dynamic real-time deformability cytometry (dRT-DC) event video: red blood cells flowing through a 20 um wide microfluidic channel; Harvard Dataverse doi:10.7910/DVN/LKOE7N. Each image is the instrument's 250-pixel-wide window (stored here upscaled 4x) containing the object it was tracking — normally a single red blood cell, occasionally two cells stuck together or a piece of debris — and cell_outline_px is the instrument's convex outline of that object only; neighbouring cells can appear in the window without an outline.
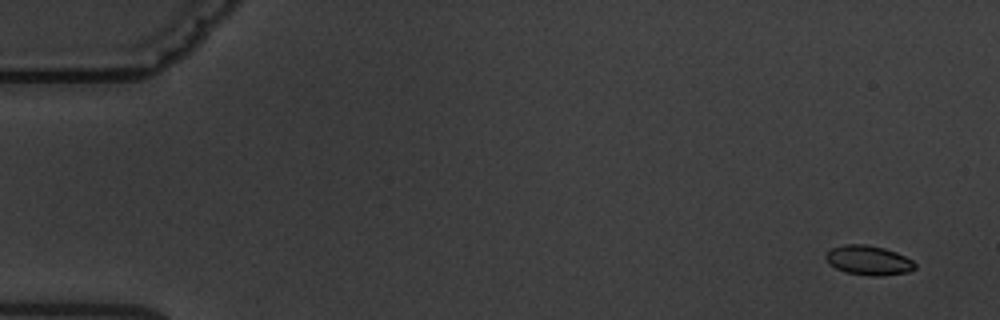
{"species": "common noctule bat (a hibernating species)", "species_latin": "Nyctalus noctula", "temperature_condition": "warm", "stored_images_in_passage": 14, "camera_frame_rate_fps": 3000, "um_per_image_px": 0.085, "animal": {"sex": "male", "body_mass_g": 19.5, "forearm_length_mm": 54.6}, "frame": {"image": 1, "passage_image": 1, "time_ms": 0.0, "image_size_px": [1000, 320], "cell_outline_px": [[916, 268], [908, 272], [880, 276], [868, 276], [844, 272], [828, 264], [824, 256], [832, 248], [844, 244], [864, 244], [884, 248], [896, 252], [912, 260], [916, 264]], "centroid_in_image_um": [73.81, 22.13], "position_along_channel_um": 11.2, "area_um2": 15.43}}
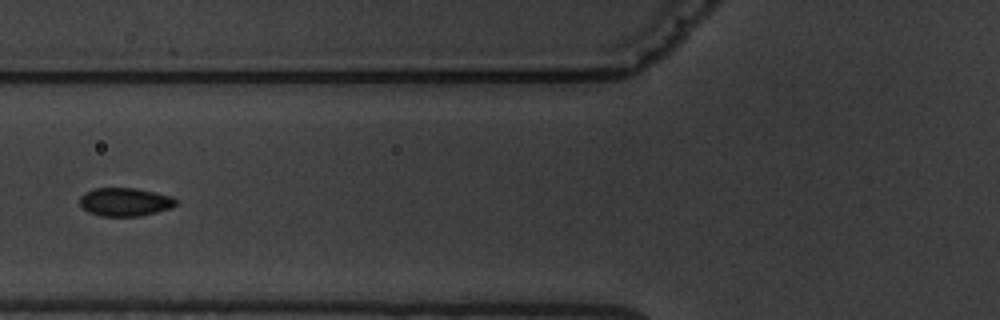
{"frame": {"image": 2, "passage_image": 6, "time_ms": 6.667, "image_size_px": [1000, 320], "cell_outline_px": [[176, 204], [172, 208], [140, 216], [100, 216], [88, 212], [80, 204], [80, 196], [84, 192], [96, 188], [136, 188], [156, 192], [172, 196], [176, 200]], "centroid_in_image_um": [10.63, 17.16], "position_along_channel_um": 115.2, "area_um2": 15.95}}
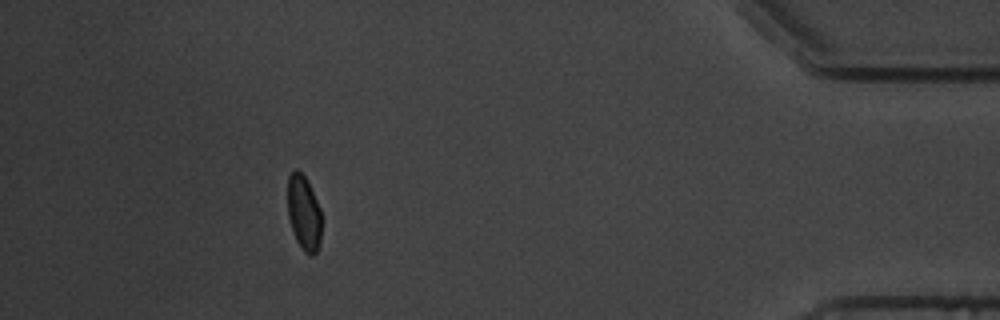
{"frame": {"image": 3, "passage_image": 14, "time_ms": 16.333, "image_size_px": [1000, 320], "cell_outline_px": [[320, 244], [316, 252], [312, 256], [308, 256], [304, 252], [296, 240], [288, 216], [288, 176], [296, 168], [308, 180], [320, 208]], "centroid_in_image_um": [25.82, 18.1], "position_along_channel_um": 409.4, "area_um2": 14.8}, "authors_computed_cell_mechanics": {"area_um2": 15.6638, "velocity_mm_per_s": 3.5638, "shape_relaxation_time_tau1_ms": 1.8447, "shape_relaxation_time_tau2_ms": null, "deformation_change_tau1": 0.0684, "deformation_change_tau2": null}}